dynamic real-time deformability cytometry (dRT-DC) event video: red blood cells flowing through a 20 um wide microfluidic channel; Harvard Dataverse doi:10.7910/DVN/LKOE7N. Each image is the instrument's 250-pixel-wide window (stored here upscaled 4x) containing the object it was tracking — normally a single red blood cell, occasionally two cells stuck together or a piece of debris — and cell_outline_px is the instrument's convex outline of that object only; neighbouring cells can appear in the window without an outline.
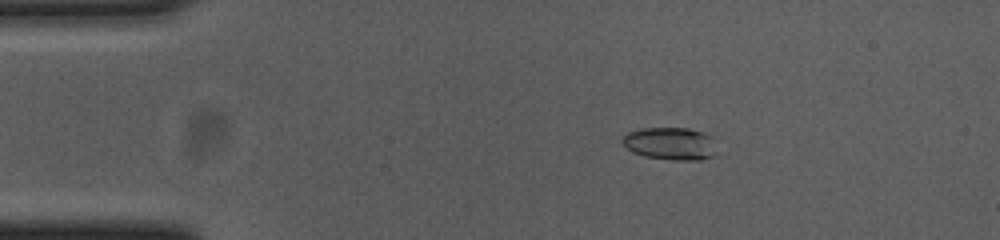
{"species": "common noctule bat (a hibernating species)", "species_latin": "Nyctalus noctula", "temperature_condition": "cold", "stored_images_in_passage": 54, "camera_frame_rate_fps": 3000, "um_per_image_px": 0.085, "animal": {"sex": "female", "body_mass_g": 23.0, "forearm_length_mm": 53.4}, "frame": {"image": 1, "passage_image": 9, "time_ms": 2.667, "image_size_px": [1000, 240], "cell_outline_px": [[716, 156], [700, 160], [676, 160], [644, 156], [632, 152], [620, 140], [628, 132], [644, 128], [688, 128], [704, 132], [716, 136]], "centroid_in_image_um": [57.08, 12.2], "position_along_channel_um": 27.9, "area_um2": 18.32}}
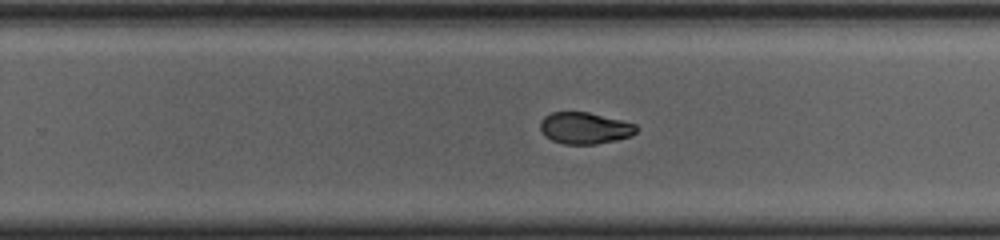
{"frame": {"image": 2, "passage_image": 34, "time_ms": 11.0, "image_size_px": [1000, 240], "cell_outline_px": [[640, 128], [632, 136], [616, 140], [596, 144], [564, 144], [552, 140], [544, 136], [540, 128], [540, 120], [544, 116], [552, 112], [588, 112], [636, 124]], "centroid_in_image_um": [49.71, 10.89], "position_along_channel_um": 280.1, "area_um2": 17.8}}
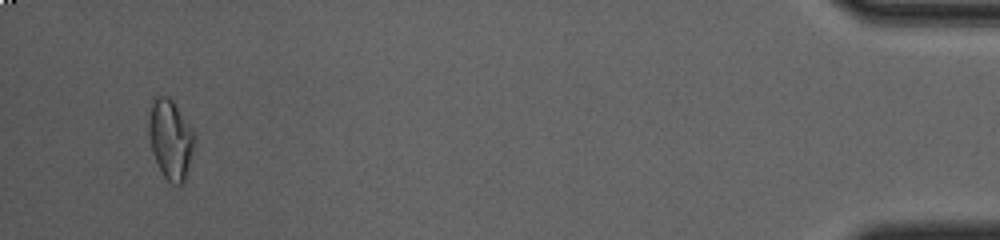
{"frame": {"image": 3, "passage_image": 52, "time_ms": 17.0, "image_size_px": [1000, 240], "cell_outline_px": [[196, 140], [184, 180], [180, 184], [172, 184], [164, 176], [152, 152], [148, 132], [148, 120], [152, 104], [156, 96], [168, 96], [172, 100], [192, 128], [196, 136]], "centroid_in_image_um": [14.5, 11.82], "position_along_channel_um": 420.7, "area_um2": 20.92}, "authors_computed_cell_mechanics": {"area_um2": 18.7561, "velocity_mm_per_s": 3.7043, "shape_relaxation_time_tau1_ms": 6.4799, "shape_relaxation_time_tau2_ms": 4.7366, "deformation_change_tau1": 0.1515, "deformation_change_tau2": 0.0872}}